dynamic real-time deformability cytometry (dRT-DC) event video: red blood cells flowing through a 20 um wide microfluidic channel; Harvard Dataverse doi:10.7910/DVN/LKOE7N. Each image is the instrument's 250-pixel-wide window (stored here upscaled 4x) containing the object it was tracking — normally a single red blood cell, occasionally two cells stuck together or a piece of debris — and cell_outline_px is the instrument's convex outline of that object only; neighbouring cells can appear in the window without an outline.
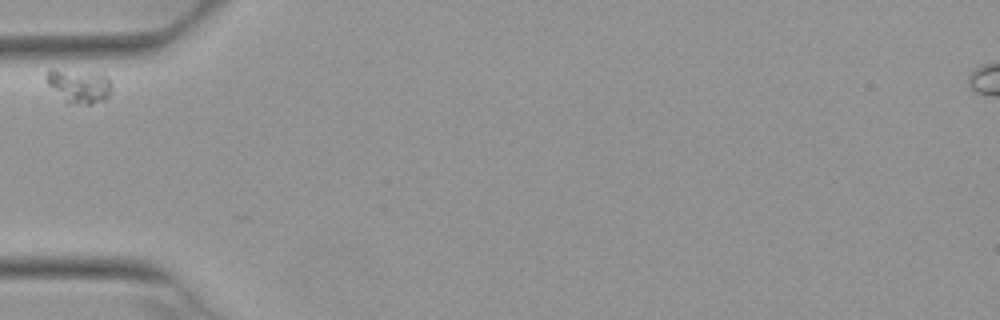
{"species": "Egyptian fruit bat (a non-hibernating species)", "species_latin": "Rousettus aegyptiacus", "temperature_condition": "warm", "stored_images_in_passage": 5, "camera_frame_rate_fps": 3000, "um_per_image_px": 0.085, "animal": {"sex": "female"}, "frame": {"image": 1, "passage_image": 1, "time_ms": 0.0, "image_size_px": [1000, 320], "cell_outline_px": [[112, 92], [104, 100], [92, 104], [68, 104], [48, 84], [44, 76], [48, 68], [100, 68], [112, 80]], "centroid_in_image_um": [6.79, 7.19], "position_along_channel_um": 78.2, "area_um2": 14.28}}
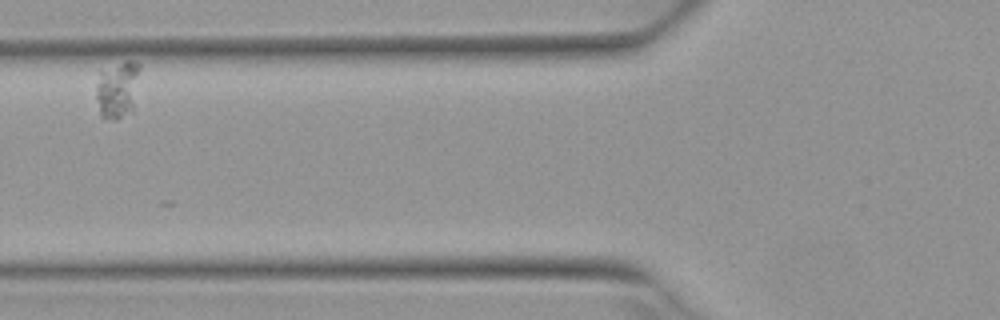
{"frame": {"image": 2, "passage_image": 2, "time_ms": 0.333, "image_size_px": [1000, 320], "cell_outline_px": [[140, 68], [132, 112], [116, 120], [100, 116], [96, 96], [96, 84], [100, 72], [124, 60], [132, 60], [140, 64]], "centroid_in_image_um": [9.99, 7.6], "position_along_channel_um": 115.8, "area_um2": 14.57}}
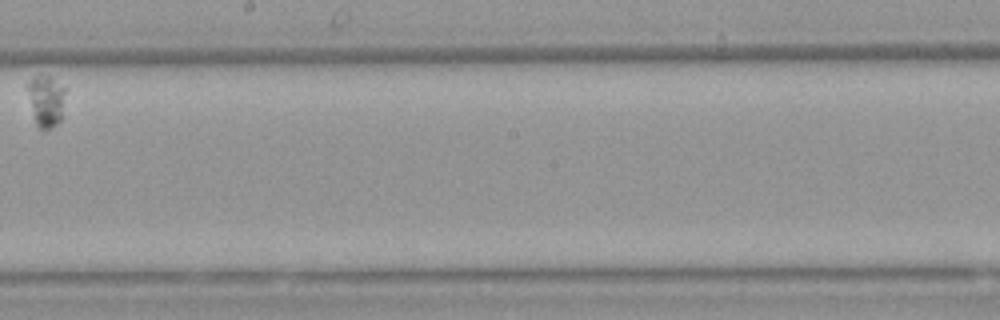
{"frame": {"image": 3, "passage_image": 5, "time_ms": 1.333, "image_size_px": [1000, 320], "cell_outline_px": [[68, 88], [60, 120], [52, 128], [36, 128], [28, 88], [28, 84], [32, 76], [48, 76]], "centroid_in_image_um": [3.97, 8.56], "position_along_channel_um": 244.2, "area_um2": 11.27}}